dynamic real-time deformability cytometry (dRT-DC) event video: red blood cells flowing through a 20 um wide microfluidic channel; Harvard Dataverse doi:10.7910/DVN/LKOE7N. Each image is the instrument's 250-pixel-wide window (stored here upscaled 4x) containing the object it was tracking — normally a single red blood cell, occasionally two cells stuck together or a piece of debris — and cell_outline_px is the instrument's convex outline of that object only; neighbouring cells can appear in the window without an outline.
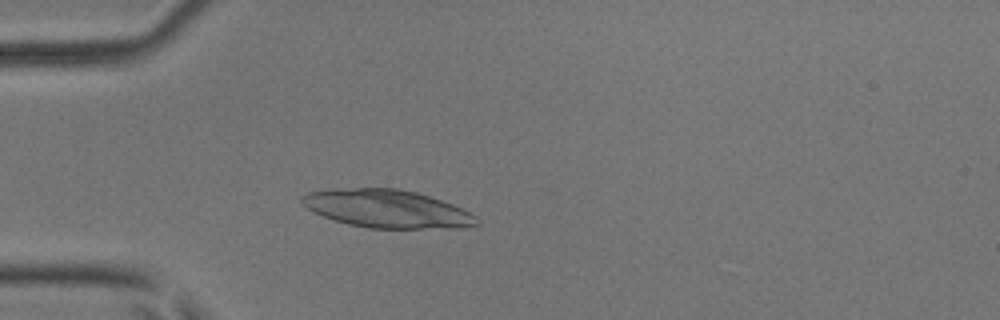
{"species": "common noctule bat (a hibernating species)", "species_latin": "Nyctalus noctula", "temperature_condition": "room temperature", "stored_images_in_passage": 41, "camera_frame_rate_fps": 3000, "um_per_image_px": 0.085, "animal": {"sex": "male", "body_mass_g": 17.9, "forearm_length_mm": 54.2}, "frame": {"image": 1, "passage_image": 5, "time_ms": 1.333, "image_size_px": [1000, 320], "cell_outline_px": [[480, 224], [464, 228], [368, 228], [348, 224], [312, 212], [300, 204], [300, 196], [308, 192], [328, 188], [396, 188], [416, 192], [452, 204], [476, 216]], "centroid_in_image_um": [32.84, 17.74], "position_along_channel_um": 52.2, "area_um2": 38.9}}
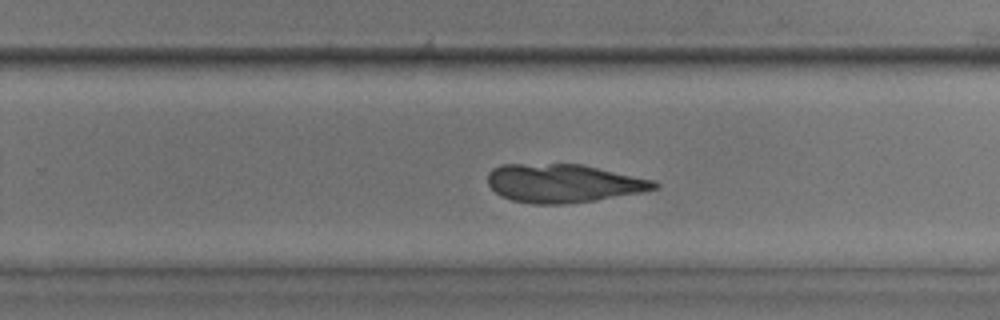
{"frame": {"image": 2, "passage_image": 23, "time_ms": 7.333, "image_size_px": [1000, 320], "cell_outline_px": [[660, 184], [656, 188], [640, 192], [596, 200], [564, 204], [532, 204], [512, 200], [500, 196], [488, 184], [488, 172], [492, 168], [500, 164], [584, 164], [656, 180]], "centroid_in_image_um": [47.88, 15.57], "position_along_channel_um": 281.9, "area_um2": 37.57}}
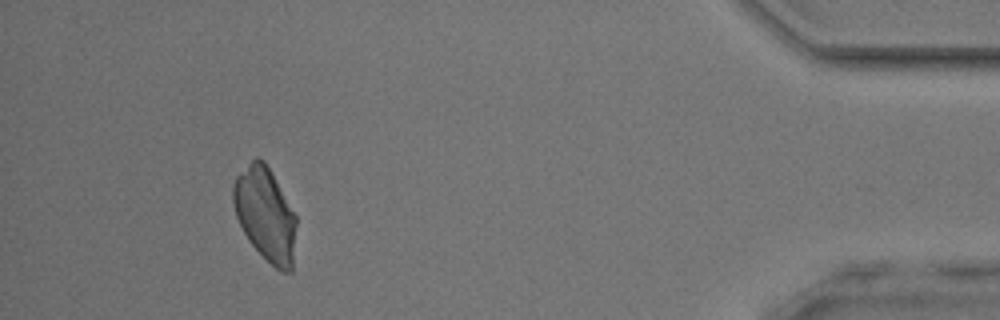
{"frame": {"image": 3, "passage_image": 37, "time_ms": 12.0, "image_size_px": [1000, 320], "cell_outline_px": [[296, 224], [292, 272], [280, 272], [248, 240], [236, 216], [232, 200], [232, 184], [236, 176], [256, 156], [260, 156], [264, 160], [272, 172], [296, 216]], "centroid_in_image_um": [22.54, 18.18], "position_along_channel_um": 412.7, "area_um2": 34.22}}